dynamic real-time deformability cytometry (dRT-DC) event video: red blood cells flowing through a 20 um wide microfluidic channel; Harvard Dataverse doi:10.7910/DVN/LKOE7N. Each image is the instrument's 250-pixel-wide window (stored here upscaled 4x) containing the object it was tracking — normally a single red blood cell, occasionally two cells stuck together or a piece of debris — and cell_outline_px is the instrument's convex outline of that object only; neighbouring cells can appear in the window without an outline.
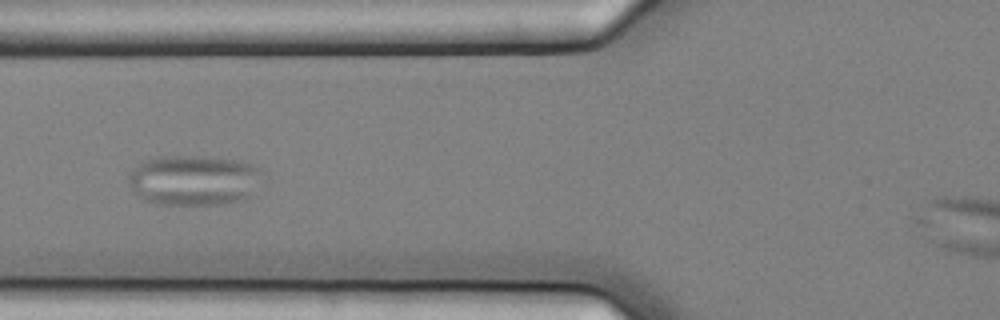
{"species": "common noctule bat (a hibernating species)", "species_latin": "Nyctalus noctula", "temperature_condition": "cold", "stored_images_in_passage": 10, "camera_frame_rate_fps": 3000, "um_per_image_px": 0.085, "animal": {"sex": "female", "body_mass_g": 25.1}, "frame": {"image": 1, "passage_image": 6, "time_ms": 1.667, "image_size_px": [1000, 320], "cell_outline_px": [[268, 176], [248, 196], [240, 200], [220, 204], [156, 204], [144, 200], [128, 184], [128, 176], [132, 168], [148, 156], [204, 156], [240, 160], [252, 164], [260, 168]], "centroid_in_image_um": [16.51, 15.28], "position_along_channel_um": 109.3, "area_um2": 40.06}}
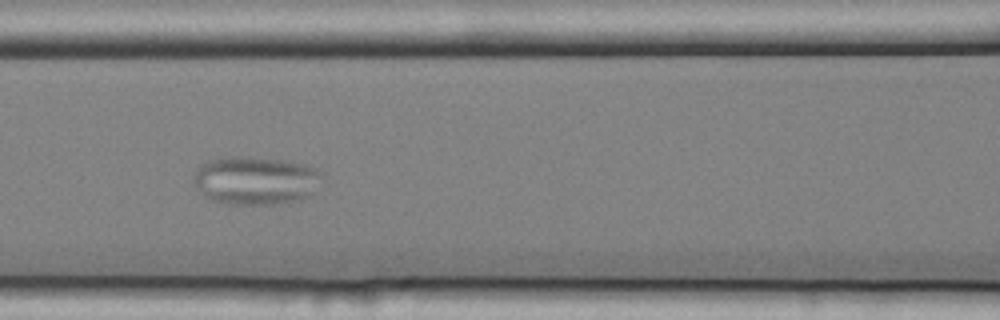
{"frame": {"image": 2, "passage_image": 7, "time_ms": 2.0, "image_size_px": [1000, 320], "cell_outline_px": [[324, 176], [312, 192], [308, 196], [300, 200], [272, 204], [232, 204], [212, 200], [204, 196], [196, 188], [192, 180], [200, 164], [208, 160], [224, 156], [248, 156], [284, 160], [304, 164], [316, 168], [324, 172]], "centroid_in_image_um": [21.72, 15.32], "position_along_channel_um": 144.9, "area_um2": 36.53}}